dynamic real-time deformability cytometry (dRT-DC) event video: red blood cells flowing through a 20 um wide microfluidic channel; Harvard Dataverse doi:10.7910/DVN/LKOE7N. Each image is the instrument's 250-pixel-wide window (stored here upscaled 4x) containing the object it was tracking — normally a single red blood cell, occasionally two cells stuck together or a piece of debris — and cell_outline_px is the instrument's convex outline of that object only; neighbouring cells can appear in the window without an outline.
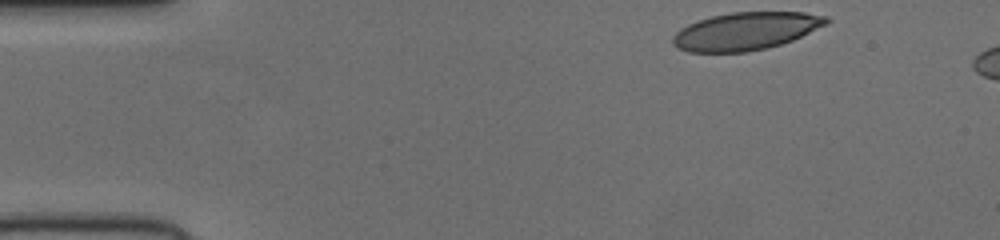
{"species": "human", "species_latin": "Homo sapiens", "temperature_condition": "cold", "stored_images_in_passage": 46, "camera_frame_rate_fps": 3000, "um_per_image_px": 0.085, "donor": {"sex": "female"}, "frame": {"image": 1, "passage_image": 1, "time_ms": 0.0, "image_size_px": [1000, 240], "cell_outline_px": [[832, 20], [828, 24], [792, 40], [768, 48], [748, 52], [688, 52], [676, 48], [672, 44], [672, 36], [680, 28], [688, 24], [712, 16], [732, 12], [804, 12], [828, 16]], "centroid_in_image_um": [63.4, 2.65], "position_along_channel_um": 21.6, "area_um2": 33.99}}
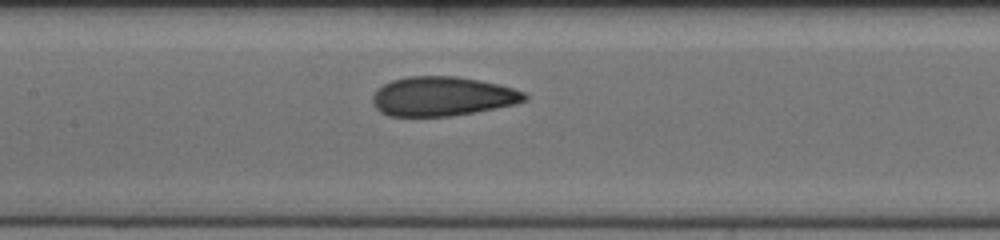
{"frame": {"image": 2, "passage_image": 19, "time_ms": 6.0, "image_size_px": [1000, 240], "cell_outline_px": [[528, 96], [524, 100], [512, 104], [452, 116], [388, 116], [380, 112], [372, 104], [372, 96], [376, 88], [392, 80], [408, 76], [456, 76], [480, 80], [512, 88], [524, 92]], "centroid_in_image_um": [37.51, 8.18], "position_along_channel_um": 169.9, "area_um2": 34.62}}
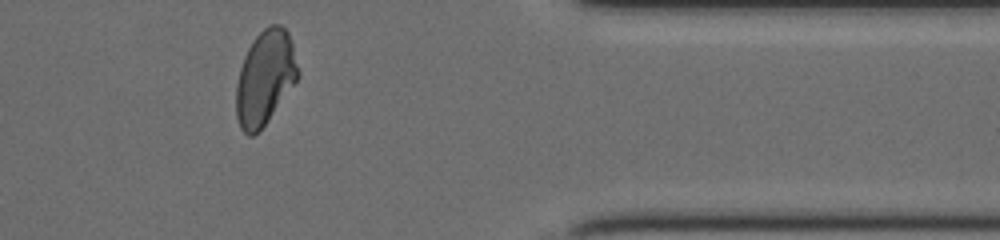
{"frame": {"image": 3, "passage_image": 37, "time_ms": 12.0, "image_size_px": [1000, 240], "cell_outline_px": [[300, 76], [264, 124], [252, 136], [248, 136], [240, 128], [236, 116], [236, 84], [240, 68], [244, 56], [252, 40], [268, 24], [280, 24], [288, 32], [292, 44], [300, 72]], "centroid_in_image_um": [22.52, 6.57], "position_along_channel_um": 388.9, "area_um2": 33.76}}